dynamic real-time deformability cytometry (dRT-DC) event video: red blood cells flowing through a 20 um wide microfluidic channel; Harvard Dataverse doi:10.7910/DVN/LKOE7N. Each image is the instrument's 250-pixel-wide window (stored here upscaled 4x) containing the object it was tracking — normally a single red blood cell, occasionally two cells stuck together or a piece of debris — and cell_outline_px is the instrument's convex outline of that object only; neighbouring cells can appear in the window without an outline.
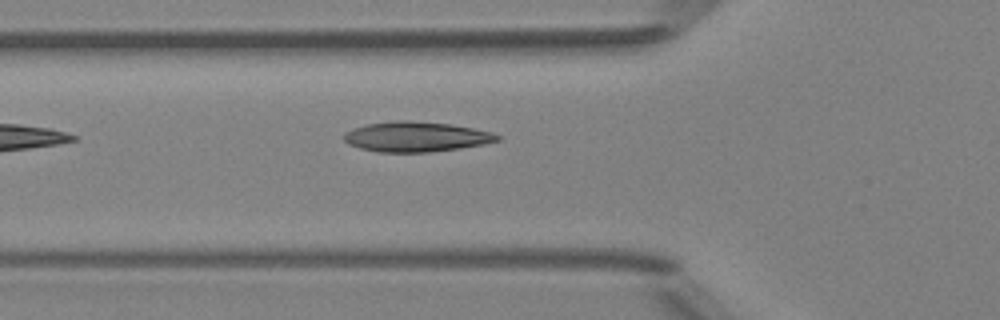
{"species": "Egyptian fruit bat (a non-hibernating species)", "species_latin": "Rousettus aegyptiacus", "temperature_condition": "room temperature", "stored_images_in_passage": 2, "camera_frame_rate_fps": 3000, "um_per_image_px": 0.085, "animal": {"sex": "female"}, "frame": {"image": 1, "passage_image": 2, "time_ms": 1.333, "image_size_px": [1000, 320], "cell_outline_px": [[500, 140], [484, 144], [460, 148], [428, 152], [376, 152], [360, 148], [348, 144], [344, 140], [344, 132], [352, 128], [368, 124], [400, 120], [404, 120], [448, 124], [472, 128], [492, 132], [500, 136]], "centroid_in_image_um": [35.34, 11.63], "position_along_channel_um": 90.5, "area_um2": 26.7}}